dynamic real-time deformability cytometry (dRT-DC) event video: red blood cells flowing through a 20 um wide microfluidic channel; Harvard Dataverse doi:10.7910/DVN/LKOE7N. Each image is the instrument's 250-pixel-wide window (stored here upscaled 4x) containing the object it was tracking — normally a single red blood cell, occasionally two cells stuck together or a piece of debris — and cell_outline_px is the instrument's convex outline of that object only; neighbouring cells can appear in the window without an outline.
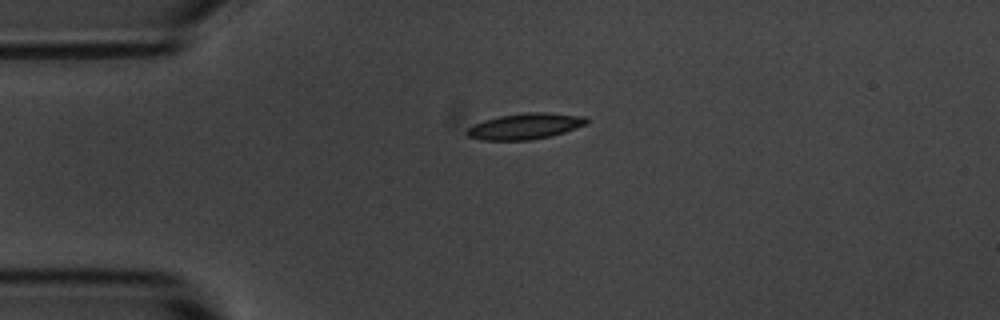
{"species": "common noctule bat (a hibernating species)", "species_latin": "Nyctalus noctula", "temperature_condition": "room temperature", "stored_images_in_passage": 44, "camera_frame_rate_fps": 3000, "um_per_image_px": 0.085, "animal": {"sex": "male", "body_mass_g": 20.1, "forearm_length_mm": 53.5}, "frame": {"image": 1, "passage_image": 1, "time_ms": 0.0, "image_size_px": [1000, 320], "cell_outline_px": [[588, 124], [552, 136], [532, 140], [480, 140], [468, 136], [464, 132], [472, 124], [484, 120], [500, 116], [524, 112], [548, 112], [584, 116], [588, 120]], "centroid_in_image_um": [44.63, 10.73], "position_along_channel_um": 40.4, "area_um2": 18.32}}
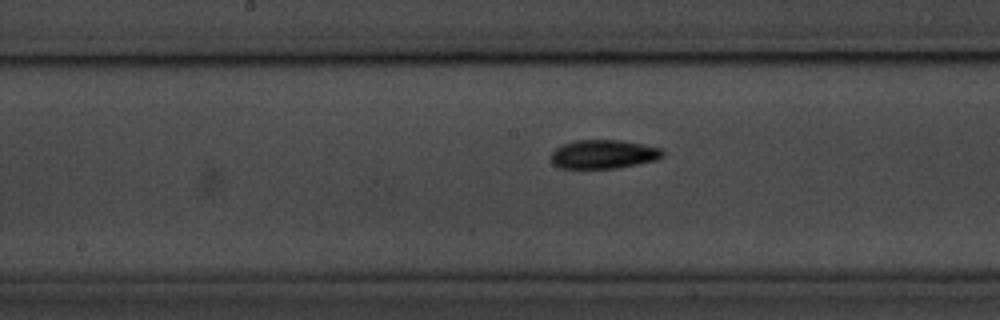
{"frame": {"image": 2, "passage_image": 16, "time_ms": 5.0, "image_size_px": [1000, 320], "cell_outline_px": [[664, 156], [656, 160], [616, 168], [560, 168], [552, 164], [552, 152], [560, 144], [576, 140], [620, 140], [660, 148], [664, 152]], "centroid_in_image_um": [51.27, 13.11], "position_along_channel_um": 196.9, "area_um2": 18.67}}
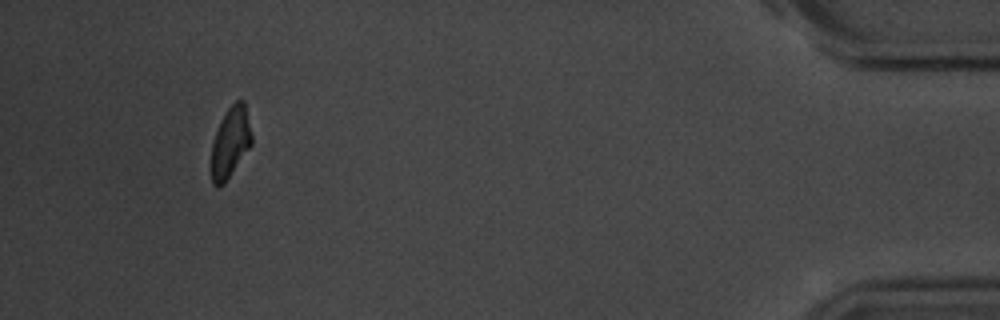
{"frame": {"image": 3, "passage_image": 40, "time_ms": 13.0, "image_size_px": [1000, 320], "cell_outline_px": [[252, 144], [224, 184], [220, 188], [212, 184], [212, 144], [220, 120], [228, 108], [236, 100], [244, 100], [252, 136]], "centroid_in_image_um": [19.59, 12.1], "position_along_channel_um": 415.6, "area_um2": 16.47}, "authors_computed_cell_mechanics": {"area_um2": 17.8024, "velocity_mm_per_s": 3.5928, "shape_relaxation_time_tau1_ms": 2.572, "shape_relaxation_time_tau2_ms": 5.1484, "deformation_change_tau1": 0.1251, "deformation_change_tau2": 0.0896}}